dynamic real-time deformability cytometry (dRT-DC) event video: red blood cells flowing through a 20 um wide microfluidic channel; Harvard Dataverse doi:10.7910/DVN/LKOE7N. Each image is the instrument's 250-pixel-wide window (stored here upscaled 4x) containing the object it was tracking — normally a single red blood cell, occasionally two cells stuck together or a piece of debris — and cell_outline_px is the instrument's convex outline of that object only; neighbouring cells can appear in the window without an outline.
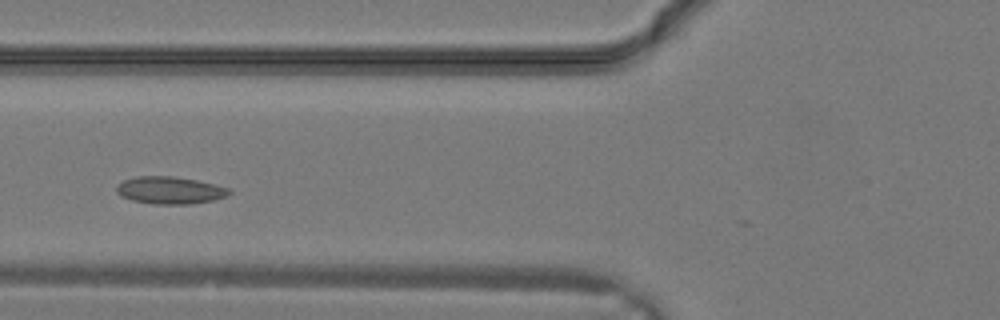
{"species": "common noctule bat (a hibernating species)", "species_latin": "Nyctalus noctula", "temperature_condition": "warm", "stored_images_in_passage": 10, "camera_frame_rate_fps": 3000, "um_per_image_px": 0.085, "animal": {"sex": "male", "body_mass_g": 19.2, "forearm_length_mm": 51.8}, "frame": {"image": 1, "passage_image": 6, "time_ms": 1.667, "image_size_px": [1000, 320], "cell_outline_px": [[232, 192], [228, 196], [212, 200], [192, 204], [152, 204], [132, 200], [120, 196], [116, 192], [116, 184], [124, 180], [136, 176], [176, 176], [196, 180], [228, 188]], "centroid_in_image_um": [14.41, 16.17], "position_along_channel_um": 111.4, "area_um2": 18.03}}
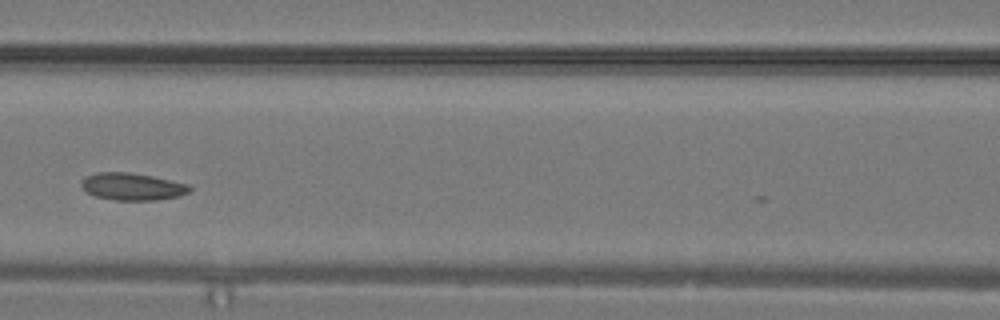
{"frame": {"image": 2, "passage_image": 8, "time_ms": 2.333, "image_size_px": [1000, 320], "cell_outline_px": [[192, 188], [188, 192], [180, 196], [156, 200], [116, 200], [96, 196], [88, 192], [80, 184], [84, 176], [96, 172], [128, 172], [152, 176], [188, 184]], "centroid_in_image_um": [11.24, 15.85], "position_along_channel_um": 155.4, "area_um2": 17.11}}